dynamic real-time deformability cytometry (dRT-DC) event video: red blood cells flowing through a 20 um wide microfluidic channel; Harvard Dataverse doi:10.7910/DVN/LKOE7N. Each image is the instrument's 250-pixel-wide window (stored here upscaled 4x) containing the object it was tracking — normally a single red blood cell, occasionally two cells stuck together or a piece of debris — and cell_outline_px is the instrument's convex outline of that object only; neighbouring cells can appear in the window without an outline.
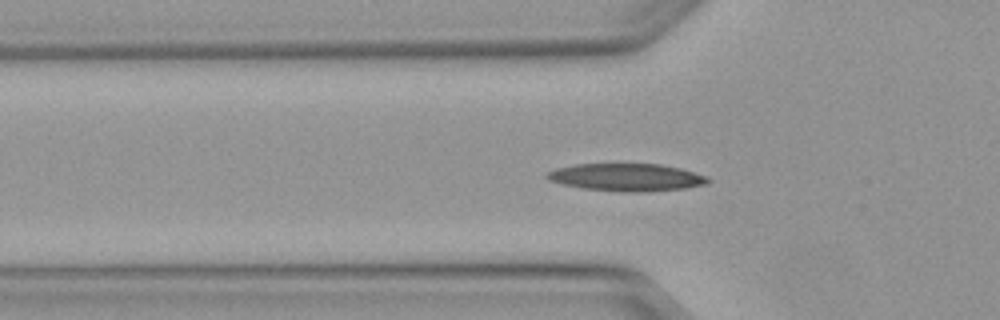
{"species": "Egyptian fruit bat (a non-hibernating species)", "species_latin": "Rousettus aegyptiacus", "temperature_condition": "warm", "stored_images_in_passage": 12, "camera_frame_rate_fps": 3000, "um_per_image_px": 0.085, "animal": {"sex": "female"}, "frame": {"image": 1, "passage_image": 5, "time_ms": 1.333, "image_size_px": [1000, 320], "cell_outline_px": [[708, 184], [684, 188], [648, 192], [620, 192], [584, 188], [564, 184], [548, 180], [544, 176], [548, 172], [556, 168], [576, 164], [660, 164], [680, 168], [708, 176]], "centroid_in_image_um": [53.27, 15.07], "position_along_channel_um": 72.5, "area_um2": 25.84}}
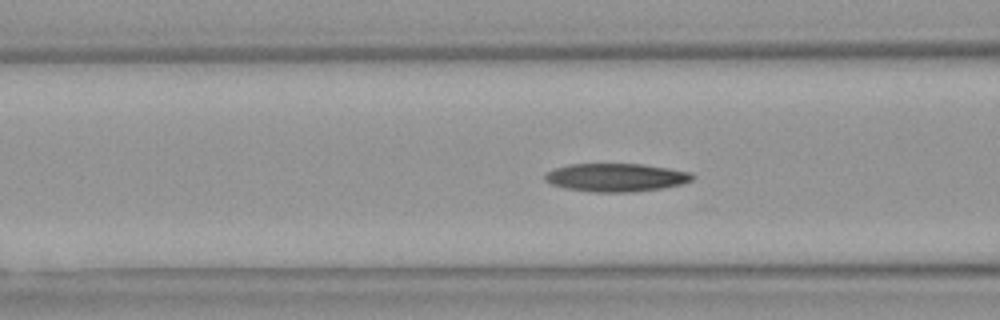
{"frame": {"image": 2, "passage_image": 8, "time_ms": 2.333, "image_size_px": [1000, 320], "cell_outline_px": [[696, 176], [692, 180], [680, 184], [660, 188], [632, 192], [592, 192], [564, 188], [552, 184], [544, 180], [544, 176], [548, 172], [556, 168], [568, 164], [644, 164], [692, 172]], "centroid_in_image_um": [52.37, 15.08], "position_along_channel_um": 114.2, "area_um2": 24.22}}